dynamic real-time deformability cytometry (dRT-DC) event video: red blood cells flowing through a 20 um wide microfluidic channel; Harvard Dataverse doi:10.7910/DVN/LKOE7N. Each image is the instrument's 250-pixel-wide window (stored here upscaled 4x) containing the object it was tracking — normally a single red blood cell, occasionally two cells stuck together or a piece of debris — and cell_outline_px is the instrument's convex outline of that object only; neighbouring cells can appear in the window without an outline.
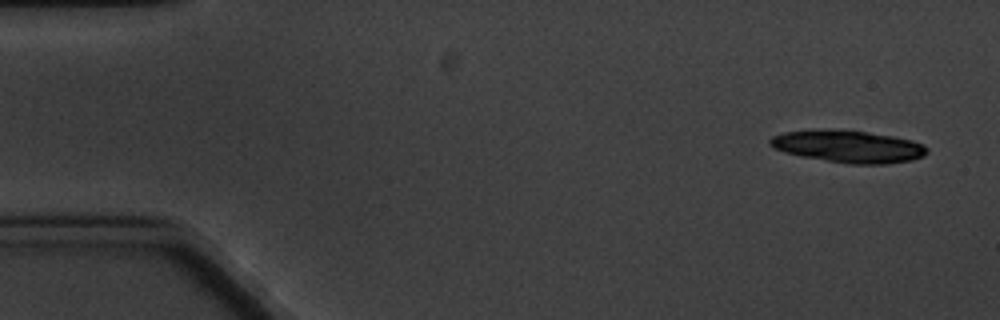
{"species": "common noctule bat (a hibernating species)", "species_latin": "Nyctalus noctula", "temperature_condition": "cold", "stored_images_in_passage": 7, "camera_frame_rate_fps": 3000, "um_per_image_px": 0.085, "animal": {"sex": "male", "body_mass_g": 20.1, "forearm_length_mm": 53.5}, "frame": {"image": 1, "passage_image": 1, "time_ms": 0.0, "image_size_px": [1000, 320], "cell_outline_px": [[928, 152], [924, 156], [912, 160], [884, 164], [848, 164], [804, 156], [784, 152], [768, 144], [768, 140], [772, 136], [784, 132], [864, 132], [892, 136], [912, 140], [928, 148]], "centroid_in_image_um": [72.18, 12.5], "position_along_channel_um": 12.8, "area_um2": 28.21}}